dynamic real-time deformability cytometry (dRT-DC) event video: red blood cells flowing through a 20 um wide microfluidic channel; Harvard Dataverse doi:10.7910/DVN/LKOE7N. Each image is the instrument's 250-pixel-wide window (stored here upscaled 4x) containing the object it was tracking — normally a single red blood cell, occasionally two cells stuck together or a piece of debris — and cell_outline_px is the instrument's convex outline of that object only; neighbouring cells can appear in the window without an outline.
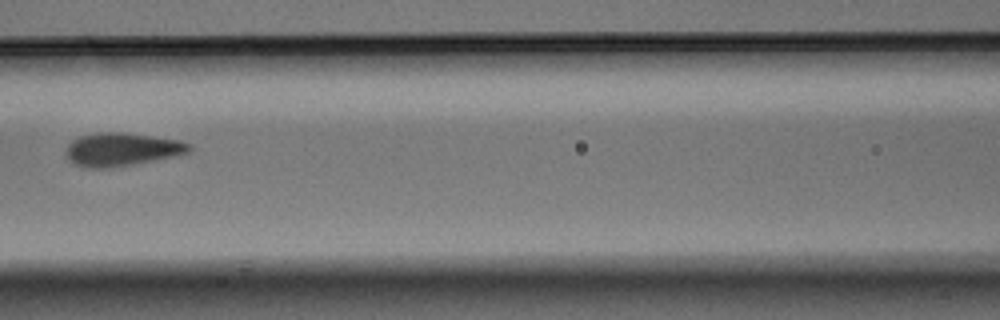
{"species": "Egyptian fruit bat (a non-hibernating species)", "species_latin": "Rousettus aegyptiacus", "temperature_condition": "warm", "stored_images_in_passage": 6, "camera_frame_rate_fps": 3000, "um_per_image_px": 0.085, "animal": {"sex": "male"}, "frame": {"image": 1, "passage_image": 6, "time_ms": 1.667, "image_size_px": [1000, 320], "cell_outline_px": [[192, 148], [188, 152], [176, 156], [132, 164], [108, 168], [84, 168], [72, 164], [68, 160], [68, 144], [72, 140], [80, 136], [100, 132], [124, 132], [180, 140], [192, 144]], "centroid_in_image_um": [10.36, 12.7], "position_along_channel_um": 156.2, "area_um2": 23.87}}